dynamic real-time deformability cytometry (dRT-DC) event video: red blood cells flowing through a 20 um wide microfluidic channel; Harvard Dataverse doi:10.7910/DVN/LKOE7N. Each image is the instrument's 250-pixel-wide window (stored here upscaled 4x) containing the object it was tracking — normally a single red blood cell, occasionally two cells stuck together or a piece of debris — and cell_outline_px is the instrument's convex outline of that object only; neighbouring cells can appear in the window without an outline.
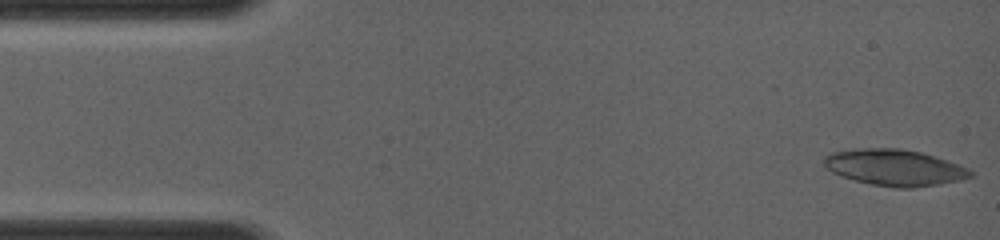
{"species": "common noctule bat (a hibernating species)", "species_latin": "Nyctalus noctula", "temperature_condition": "room temperature", "stored_images_in_passage": 6, "camera_frame_rate_fps": 4000, "um_per_image_px": 0.085, "animal": {"sex": "female", "body_mass_g": 19.0, "forearm_length_mm": 56.7}, "frame": {"image": 1, "passage_image": 1, "time_ms": 0.0, "image_size_px": [1000, 240], "cell_outline_px": [[972, 176], [960, 180], [940, 184], [912, 188], [896, 188], [872, 184], [840, 176], [824, 168], [824, 156], [832, 152], [864, 148], [900, 148], [920, 152], [960, 164], [968, 168], [972, 172]], "centroid_in_image_um": [76.03, 14.24], "position_along_channel_um": 9.0, "area_um2": 30.92}}